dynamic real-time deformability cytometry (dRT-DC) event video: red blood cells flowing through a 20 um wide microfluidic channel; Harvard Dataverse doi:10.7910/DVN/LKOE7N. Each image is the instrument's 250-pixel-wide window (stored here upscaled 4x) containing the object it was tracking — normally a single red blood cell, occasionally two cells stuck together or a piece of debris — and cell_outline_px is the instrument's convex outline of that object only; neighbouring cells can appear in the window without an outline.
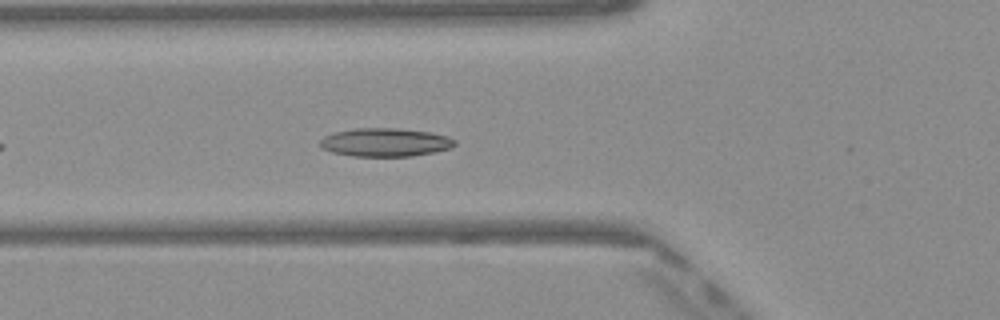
{"species": "Egyptian fruit bat (a non-hibernating species)", "species_latin": "Rousettus aegyptiacus", "temperature_condition": "warm", "stored_images_in_passage": 15, "camera_frame_rate_fps": 3000, "um_per_image_px": 0.085, "frame": {"image": 1, "passage_image": 7, "time_ms": 2.0, "image_size_px": [1000, 320], "cell_outline_px": [[456, 144], [452, 148], [412, 156], [352, 156], [332, 152], [324, 148], [320, 144], [320, 140], [324, 136], [336, 132], [356, 128], [400, 128], [428, 132], [448, 136], [456, 140]], "centroid_in_image_um": [32.77, 12.09], "position_along_channel_um": 93.0, "area_um2": 22.2}}
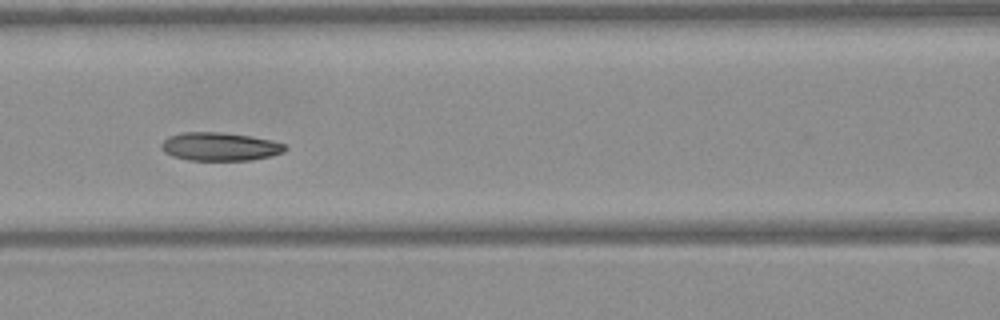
{"frame": {"image": 2, "passage_image": 11, "time_ms": 3.333, "image_size_px": [1000, 320], "cell_outline_px": [[288, 148], [284, 152], [252, 160], [188, 160], [172, 156], [164, 152], [160, 148], [160, 144], [168, 136], [184, 132], [220, 132], [252, 136], [272, 140], [284, 144]], "centroid_in_image_um": [18.67, 12.46], "position_along_channel_um": 147.9, "area_um2": 20.52}}